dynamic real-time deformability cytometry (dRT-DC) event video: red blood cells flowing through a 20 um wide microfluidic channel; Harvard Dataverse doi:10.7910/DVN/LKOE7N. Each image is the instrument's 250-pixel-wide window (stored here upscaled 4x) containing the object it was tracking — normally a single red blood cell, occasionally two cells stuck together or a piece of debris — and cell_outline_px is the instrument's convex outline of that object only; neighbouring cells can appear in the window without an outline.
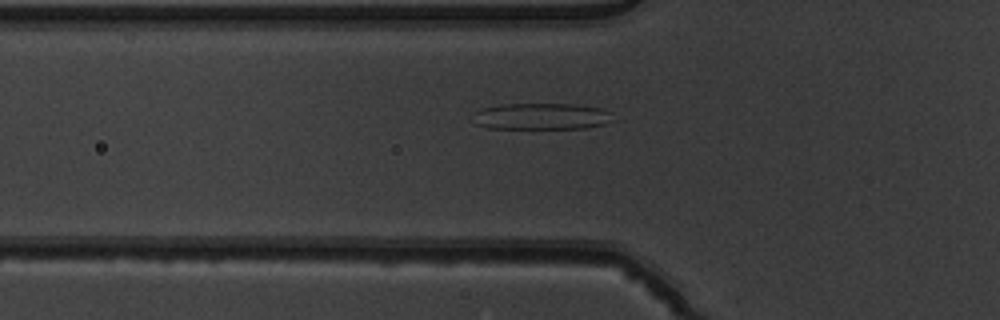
{"species": "common noctule bat (a hibernating species)", "species_latin": "Nyctalus noctula", "temperature_condition": "warm", "stored_images_in_passage": 45, "camera_frame_rate_fps": 3000, "um_per_image_px": 0.085, "animal": {"sex": "male", "body_mass_g": 19.5, "forearm_length_mm": 54.6}, "frame": {"image": 1, "passage_image": 11, "time_ms": 3.333, "image_size_px": [1000, 320], "cell_outline_px": [[616, 120], [604, 124], [588, 128], [488, 128], [476, 124], [476, 112], [480, 108], [500, 104], [576, 104], [600, 108], [612, 112]], "centroid_in_image_um": [46.11, 9.88], "position_along_channel_um": 79.7, "area_um2": 21.68}}
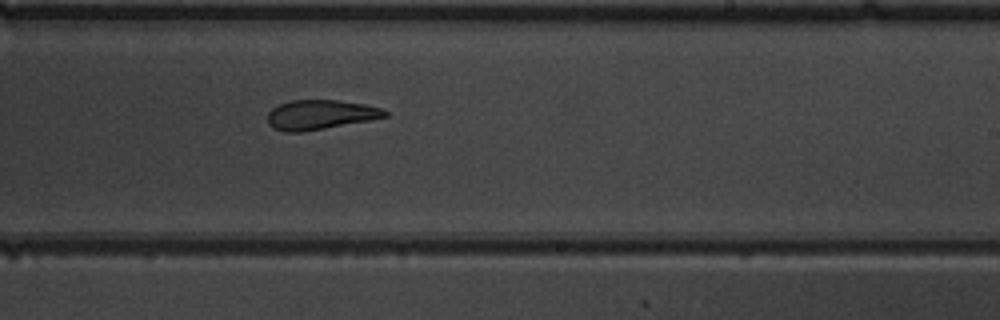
{"frame": {"image": 2, "passage_image": 25, "time_ms": 8.0, "image_size_px": [1000, 320], "cell_outline_px": [[388, 116], [372, 120], [300, 132], [284, 132], [272, 128], [268, 124], [268, 112], [272, 108], [280, 104], [292, 100], [336, 100], [364, 104], [384, 108], [388, 112]], "centroid_in_image_um": [27.24, 9.75], "position_along_channel_um": 261.8, "area_um2": 20.29}}
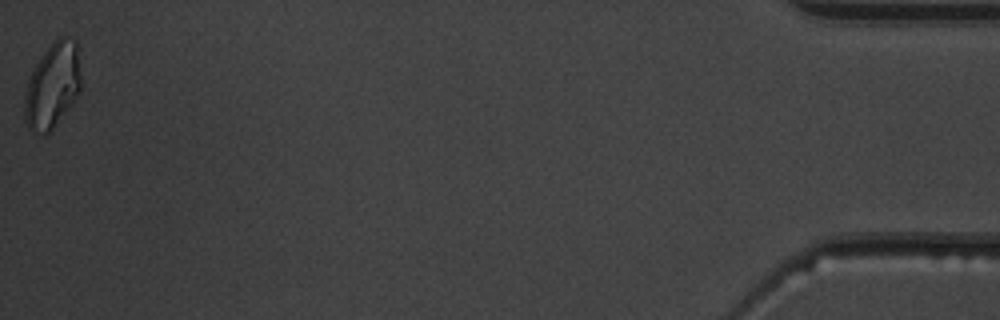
{"frame": {"image": 3, "passage_image": 45, "time_ms": 14.667, "image_size_px": [1000, 320], "cell_outline_px": [[80, 92], [72, 104], [52, 128], [44, 136], [40, 136], [28, 128], [24, 120], [24, 100], [28, 80], [36, 64], [44, 52], [60, 36], [64, 36], [76, 40], [80, 80]], "centroid_in_image_um": [4.44, 7.32], "position_along_channel_um": 430.8, "area_um2": 27.74}, "authors_computed_cell_mechanics": {"area_um2": 21.964, "velocity_mm_per_s": 3.8957, "shape_relaxation_time_tau1_ms": null, "shape_relaxation_time_tau2_ms": 3.9736, "deformation_change_tau1": null, "deformation_change_tau2": 0.1344}}